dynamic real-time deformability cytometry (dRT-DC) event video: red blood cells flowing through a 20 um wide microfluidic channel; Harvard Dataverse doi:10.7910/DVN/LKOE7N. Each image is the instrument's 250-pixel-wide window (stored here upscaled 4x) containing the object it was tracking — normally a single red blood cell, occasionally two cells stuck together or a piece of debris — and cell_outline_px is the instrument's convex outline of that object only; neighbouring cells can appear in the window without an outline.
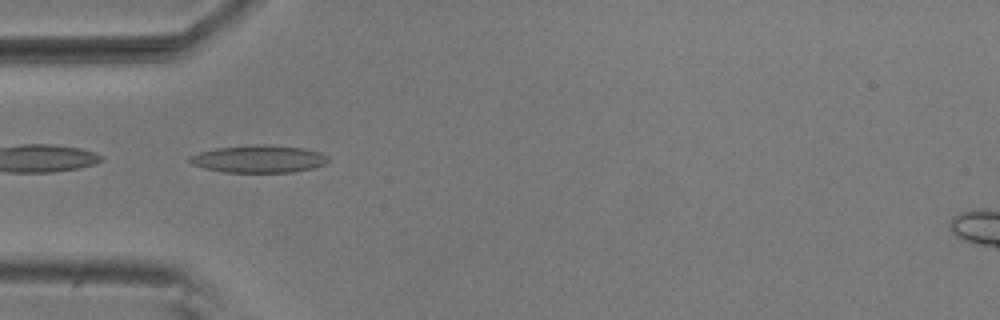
{"species": "common noctule bat (a hibernating species)", "species_latin": "Nyctalus noctula", "temperature_condition": "room temperature", "stored_images_in_passage": 40, "camera_frame_rate_fps": 3000, "um_per_image_px": 0.085, "animal": {"sex": "male", "body_mass_g": 20.5, "forearm_length_mm": 52.5}, "frame": {"image": 1, "passage_image": 2, "time_ms": 0.333, "image_size_px": [1000, 320], "cell_outline_px": [[328, 160], [324, 164], [312, 168], [292, 172], [224, 172], [204, 168], [192, 164], [188, 160], [188, 156], [200, 152], [216, 148], [248, 144], [264, 144], [304, 148], [320, 152], [328, 156]], "centroid_in_image_um": [21.97, 13.5], "position_along_channel_um": 63.0, "area_um2": 22.25}}
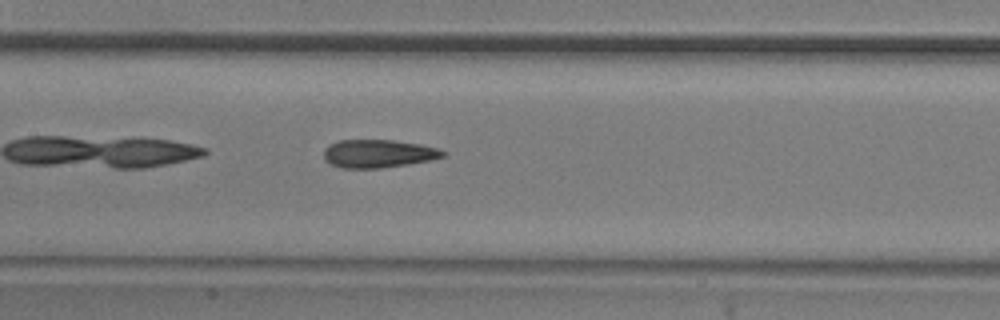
{"frame": {"image": 2, "passage_image": 11, "time_ms": 3.333, "image_size_px": [1000, 320], "cell_outline_px": [[444, 156], [428, 160], [408, 164], [380, 168], [340, 168], [324, 160], [324, 148], [328, 144], [340, 140], [392, 140], [420, 144], [436, 148], [444, 152]], "centroid_in_image_um": [32.08, 13.05], "position_along_channel_um": 175.3, "area_um2": 19.36}}
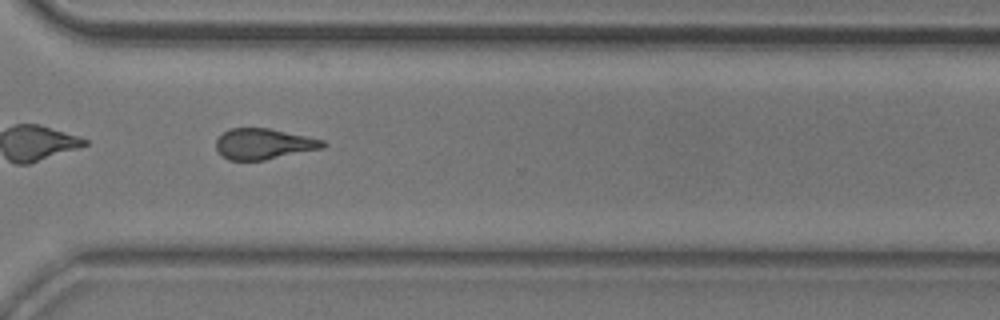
{"frame": {"image": 3, "passage_image": 25, "time_ms": 8.0, "image_size_px": [1000, 320], "cell_outline_px": [[328, 144], [324, 148], [264, 160], [228, 160], [216, 148], [216, 140], [224, 132], [232, 128], [268, 128], [324, 140]], "centroid_in_image_um": [22.44, 12.23], "position_along_channel_um": 348.2, "area_um2": 18.96}, "authors_computed_cell_mechanics": {"area_um2": 19.4208, "velocity_mm_per_s": 3.7188, "shape_relaxation_time_tau1_ms": 8.9405, "shape_relaxation_time_tau2_ms": 2.8419, "deformation_change_tau1": 0.2281, "deformation_change_tau2": 0.1329}}